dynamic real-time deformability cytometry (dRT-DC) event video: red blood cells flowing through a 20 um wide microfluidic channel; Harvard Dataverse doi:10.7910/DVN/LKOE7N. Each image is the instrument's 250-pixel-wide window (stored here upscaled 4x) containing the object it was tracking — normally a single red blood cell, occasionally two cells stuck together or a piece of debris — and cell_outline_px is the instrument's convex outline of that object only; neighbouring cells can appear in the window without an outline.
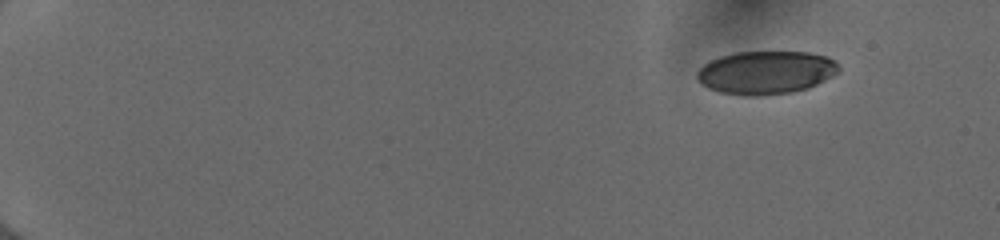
{"species": "human", "species_latin": "Homo sapiens", "temperature_condition": "cold", "stored_images_in_passage": 49, "camera_frame_rate_fps": 3000, "um_per_image_px": 0.085, "donor": {"sex": "female"}, "frame": {"image": 1, "passage_image": 1, "time_ms": 0.0, "image_size_px": [1000, 240], "cell_outline_px": [[840, 72], [808, 88], [792, 92], [756, 96], [744, 96], [720, 92], [708, 88], [696, 76], [696, 72], [704, 64], [720, 56], [736, 52], [808, 52], [828, 56], [840, 68]], "centroid_in_image_um": [65.11, 6.16], "position_along_channel_um": 19.9, "area_um2": 35.55}}
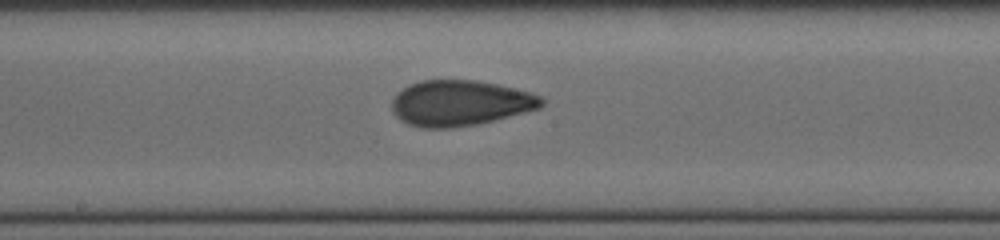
{"frame": {"image": 2, "passage_image": 27, "time_ms": 8.667, "image_size_px": [1000, 240], "cell_outline_px": [[544, 104], [540, 108], [476, 124], [452, 128], [420, 128], [408, 124], [400, 120], [392, 112], [392, 100], [404, 88], [420, 80], [476, 80], [496, 84], [532, 92], [540, 96], [544, 100]], "centroid_in_image_um": [39.1, 8.76], "position_along_channel_um": 209.1, "area_um2": 39.59}}
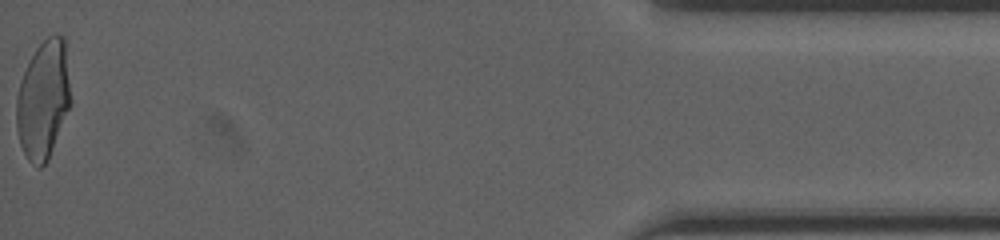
{"frame": {"image": 3, "passage_image": 49, "time_ms": 16.0, "image_size_px": [1000, 240], "cell_outline_px": [[72, 104], [48, 160], [40, 168], [32, 164], [28, 160], [20, 144], [16, 128], [16, 100], [20, 80], [36, 48], [48, 36], [56, 32], [64, 36], [72, 100]], "centroid_in_image_um": [3.7, 8.48], "position_along_channel_um": 431.5, "area_um2": 37.86}, "authors_computed_cell_mechanics": {"area_um2": 38.148, "velocity_mm_per_s": 4.006, "shape_relaxation_time_tau1_ms": 10.2375, "shape_relaxation_time_tau2_ms": 1.0788, "deformation_change_tau1": 0.2561, "deformation_change_tau2": 0.0699}}